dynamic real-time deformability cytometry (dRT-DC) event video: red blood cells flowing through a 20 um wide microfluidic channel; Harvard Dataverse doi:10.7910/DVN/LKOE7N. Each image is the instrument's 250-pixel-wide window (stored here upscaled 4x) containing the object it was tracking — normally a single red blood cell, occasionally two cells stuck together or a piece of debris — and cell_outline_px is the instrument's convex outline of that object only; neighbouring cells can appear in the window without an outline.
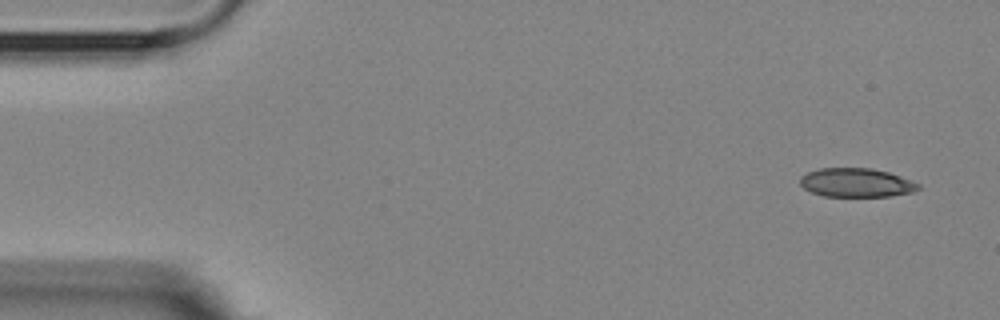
{"species": "Egyptian fruit bat (a non-hibernating species)", "species_latin": "Rousettus aegyptiacus", "temperature_condition": "room temperature", "stored_images_in_passage": 5, "camera_frame_rate_fps": 3000, "um_per_image_px": 0.085, "animal": {"sex": "female"}, "frame": {"image": 1, "passage_image": 1, "time_ms": 0.0, "image_size_px": [1000, 320], "cell_outline_px": [[920, 188], [912, 192], [888, 196], [824, 196], [812, 192], [804, 188], [800, 184], [800, 176], [808, 172], [820, 168], [872, 168], [888, 172], [900, 176], [920, 184]], "centroid_in_image_um": [72.77, 15.52], "position_along_channel_um": 12.2, "area_um2": 19.77}}